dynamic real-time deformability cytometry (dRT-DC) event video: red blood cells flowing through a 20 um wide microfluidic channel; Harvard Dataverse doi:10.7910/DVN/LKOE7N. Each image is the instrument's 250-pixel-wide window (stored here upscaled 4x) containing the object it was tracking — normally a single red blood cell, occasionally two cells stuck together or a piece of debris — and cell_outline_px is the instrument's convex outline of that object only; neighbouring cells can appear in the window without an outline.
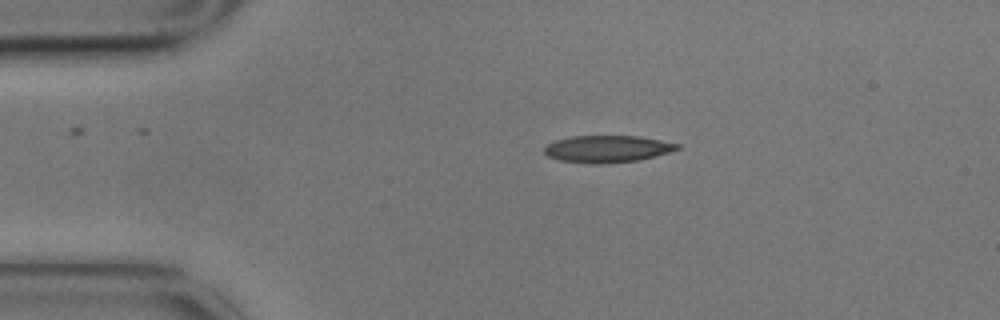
{"species": "common noctule bat (a hibernating species)", "species_latin": "Nyctalus noctula", "temperature_condition": "cold", "stored_images_in_passage": 4, "camera_frame_rate_fps": 3000, "um_per_image_px": 0.085, "animal": {"sex": "male", "body_mass_g": 17.9}, "frame": {"image": 1, "passage_image": 2, "time_ms": 0.333, "image_size_px": [1000, 320], "cell_outline_px": [[680, 148], [656, 156], [640, 160], [604, 164], [588, 164], [560, 160], [548, 156], [544, 152], [544, 148], [548, 144], [556, 140], [572, 136], [640, 136], [680, 144]], "centroid_in_image_um": [51.62, 12.66], "position_along_channel_um": 33.4, "area_um2": 20.98}}
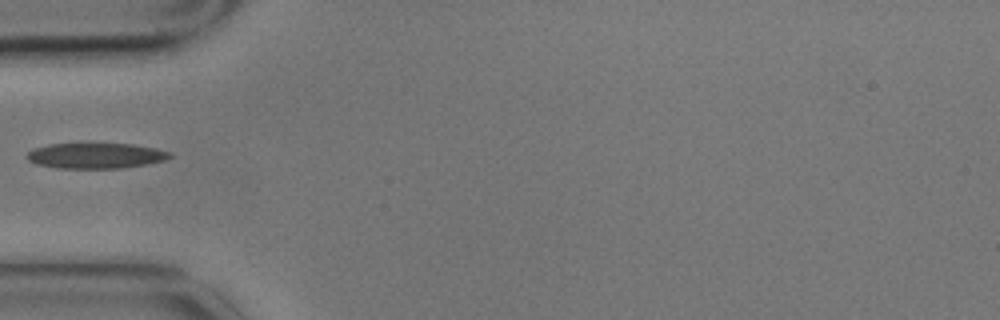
{"frame": {"image": 2, "passage_image": 4, "time_ms": 1.0, "image_size_px": [1000, 320], "cell_outline_px": [[172, 156], [164, 160], [144, 164], [120, 168], [56, 168], [36, 164], [28, 160], [24, 156], [32, 148], [48, 144], [132, 144], [156, 148], [172, 152]], "centroid_in_image_um": [8.09, 13.23], "position_along_channel_um": 76.9, "area_um2": 21.21}}